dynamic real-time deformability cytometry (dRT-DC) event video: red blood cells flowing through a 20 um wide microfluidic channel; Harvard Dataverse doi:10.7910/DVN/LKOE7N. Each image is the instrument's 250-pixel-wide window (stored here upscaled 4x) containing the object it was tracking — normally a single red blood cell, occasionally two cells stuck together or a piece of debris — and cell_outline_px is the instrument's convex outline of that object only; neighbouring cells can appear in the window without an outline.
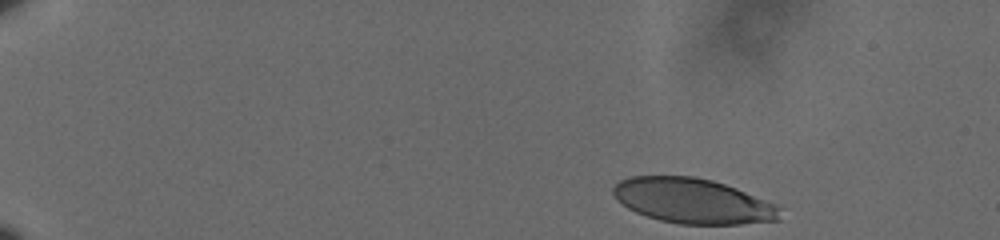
{"species": "human", "species_latin": "Homo sapiens", "temperature_condition": "cold", "stored_images_in_passage": 46, "camera_frame_rate_fps": 3000, "um_per_image_px": 0.085, "donor": {"sex": "male"}, "frame": {"image": 1, "passage_image": 1, "time_ms": 0.0, "image_size_px": [1000, 240], "cell_outline_px": [[780, 220], [740, 224], [680, 224], [660, 220], [636, 212], [628, 208], [616, 200], [612, 192], [612, 188], [620, 180], [628, 176], [696, 176], [712, 180], [736, 188], [780, 204]], "centroid_in_image_um": [58.92, 17.07], "position_along_channel_um": 26.1, "area_um2": 44.1}}
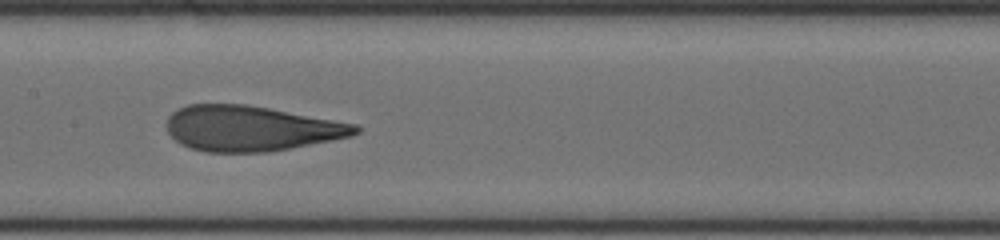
{"frame": {"image": 2, "passage_image": 25, "time_ms": 8.0, "image_size_px": [1000, 240], "cell_outline_px": [[360, 132], [352, 136], [332, 140], [268, 152], [204, 152], [180, 144], [168, 132], [168, 116], [172, 112], [188, 104], [248, 104], [356, 124], [360, 128]], "centroid_in_image_um": [21.33, 10.91], "position_along_channel_um": 186.1, "area_um2": 49.65}}
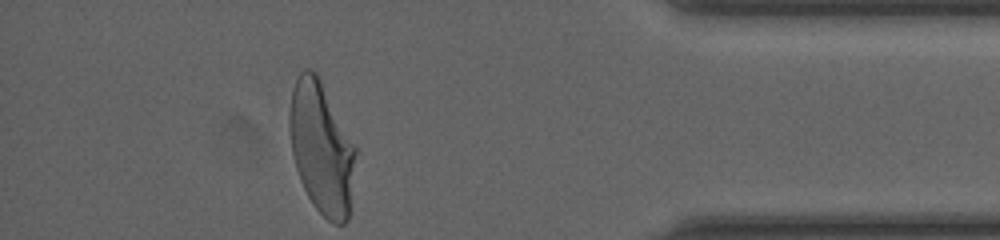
{"frame": {"image": 3, "passage_image": 46, "time_ms": 15.0, "image_size_px": [1000, 240], "cell_outline_px": [[356, 152], [348, 220], [344, 224], [332, 224], [316, 208], [308, 196], [300, 180], [296, 168], [292, 152], [288, 128], [288, 112], [292, 88], [300, 72], [304, 68], [308, 68], [316, 72], [356, 148]], "centroid_in_image_um": [27.29, 12.57], "position_along_channel_um": 407.9, "area_um2": 50.46}, "authors_computed_cell_mechanics": {"area_um2": 49.5924, "velocity_mm_per_s": 3.5899, "shape_relaxation_time_tau1_ms": 4.2795, "shape_relaxation_time_tau2_ms": 0.9947, "deformation_change_tau1": 0.2044, "deformation_change_tau2": 0.1025}}